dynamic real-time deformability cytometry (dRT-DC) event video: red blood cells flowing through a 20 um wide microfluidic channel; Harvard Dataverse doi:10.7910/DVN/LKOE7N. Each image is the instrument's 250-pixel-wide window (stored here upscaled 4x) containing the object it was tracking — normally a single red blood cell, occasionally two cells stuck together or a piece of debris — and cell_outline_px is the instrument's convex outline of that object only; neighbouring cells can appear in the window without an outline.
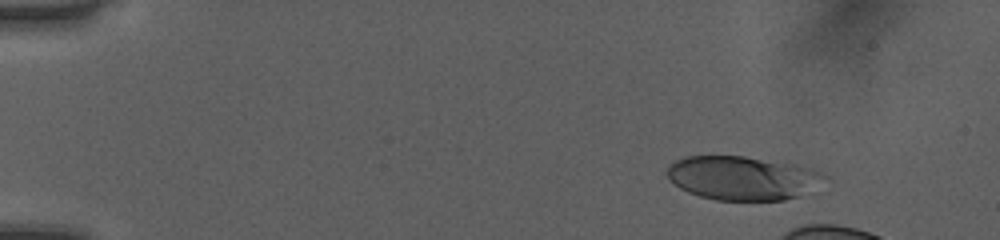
{"species": "human", "species_latin": "Homo sapiens", "temperature_condition": "room temperature", "stored_images_in_passage": 11, "camera_frame_rate_fps": 3000, "um_per_image_px": 0.085, "donor": {"sex": "female"}, "frame": {"image": 1, "passage_image": 1, "time_ms": 0.0, "image_size_px": [1000, 240], "cell_outline_px": [[832, 180], [800, 196], [784, 200], [716, 200], [700, 196], [688, 192], [680, 188], [668, 180], [668, 168], [676, 160], [688, 156], [744, 156], [792, 164], [828, 176]], "centroid_in_image_um": [63.15, 15.15], "position_along_channel_um": 21.9, "area_um2": 40.11}}